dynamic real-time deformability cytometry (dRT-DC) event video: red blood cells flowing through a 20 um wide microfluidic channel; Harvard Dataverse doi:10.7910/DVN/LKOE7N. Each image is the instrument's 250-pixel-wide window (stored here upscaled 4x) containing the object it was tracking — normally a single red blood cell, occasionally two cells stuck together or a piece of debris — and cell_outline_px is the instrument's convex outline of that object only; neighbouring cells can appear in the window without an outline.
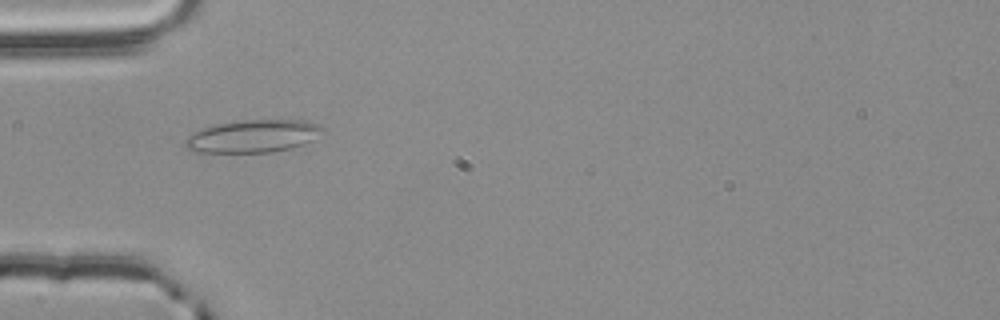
{"species": "common noctule bat (a hibernating species)", "species_latin": "Nyctalus noctula", "temperature_condition": "room temperature", "stored_images_in_passage": 31, "camera_frame_rate_fps": 3000, "um_per_image_px": 0.085, "animal": {"sex": "male", "body_mass_g": 20.4}, "frame": {"image": 1, "passage_image": 1, "time_ms": 0.0, "image_size_px": [1000, 320], "cell_outline_px": [[328, 132], [304, 144], [292, 148], [272, 152], [188, 152], [184, 148], [184, 140], [192, 132], [216, 124], [240, 120], [304, 120], [320, 124]], "centroid_in_image_um": [21.53, 11.57], "position_along_channel_um": 63.5, "area_um2": 26.65}}
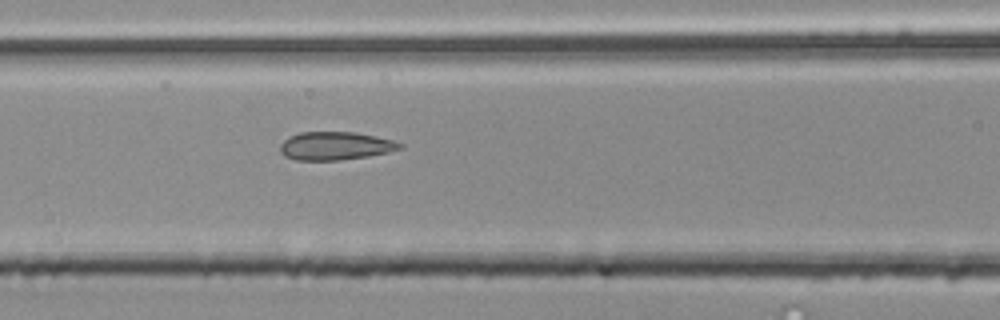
{"frame": {"image": 2, "passage_image": 7, "time_ms": 2.0, "image_size_px": [1000, 320], "cell_outline_px": [[404, 148], [388, 152], [368, 156], [340, 160], [296, 160], [284, 156], [280, 152], [280, 144], [284, 140], [300, 132], [356, 132], [376, 136], [392, 140], [404, 144]], "centroid_in_image_um": [28.52, 12.4], "position_along_channel_um": 138.1, "area_um2": 19.71}}
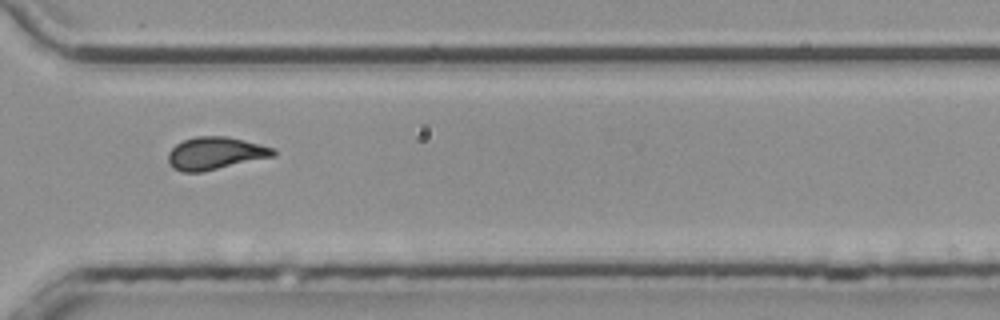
{"frame": {"image": 3, "passage_image": 24, "time_ms": 7.667, "image_size_px": [1000, 320], "cell_outline_px": [[276, 156], [200, 172], [184, 172], [176, 168], [168, 160], [168, 152], [176, 144], [184, 140], [196, 136], [228, 136], [276, 148]], "centroid_in_image_um": [18.35, 13.01], "position_along_channel_um": 352.2, "area_um2": 19.83}, "authors_computed_cell_mechanics": {"area_um2": 19.4786, "velocity_mm_per_s": 3.7841, "shape_relaxation_time_tau1_ms": null, "shape_relaxation_time_tau2_ms": 1.4259, "deformation_change_tau1": null, "deformation_change_tau2": 0.0995}}